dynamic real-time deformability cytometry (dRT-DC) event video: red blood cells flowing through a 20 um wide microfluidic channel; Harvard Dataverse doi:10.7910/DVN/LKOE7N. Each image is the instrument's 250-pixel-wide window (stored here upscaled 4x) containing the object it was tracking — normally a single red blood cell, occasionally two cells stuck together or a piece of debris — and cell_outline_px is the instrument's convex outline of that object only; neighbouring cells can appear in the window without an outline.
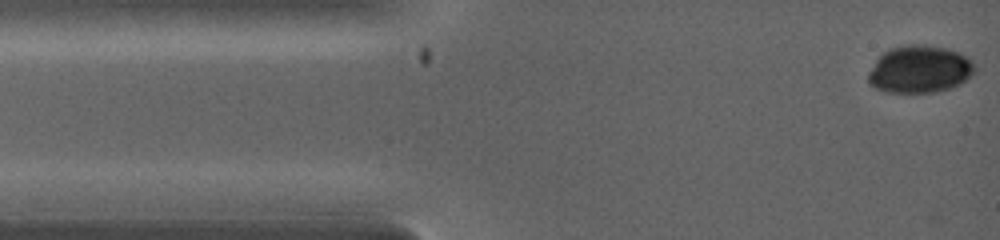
{"species": "common noctule bat (a hibernating species)", "species_latin": "Nyctalus noctula", "temperature_condition": "warm", "stored_images_in_passage": 7, "camera_frame_rate_fps": 5000, "um_per_image_px": 0.085, "animal": {"sex": "female", "body_mass_g": 19.0, "forearm_length_mm": 53.3}, "frame": {"image": 1, "passage_image": 1, "time_ms": 0.0, "image_size_px": [1000, 240], "cell_outline_px": [[972, 72], [960, 84], [936, 92], [888, 92], [876, 88], [868, 80], [868, 76], [876, 60], [888, 48], [904, 44], [924, 44], [944, 48], [956, 52], [964, 56], [972, 64]], "centroid_in_image_um": [78.11, 5.88], "position_along_channel_um": 6.9, "area_um2": 28.73}}
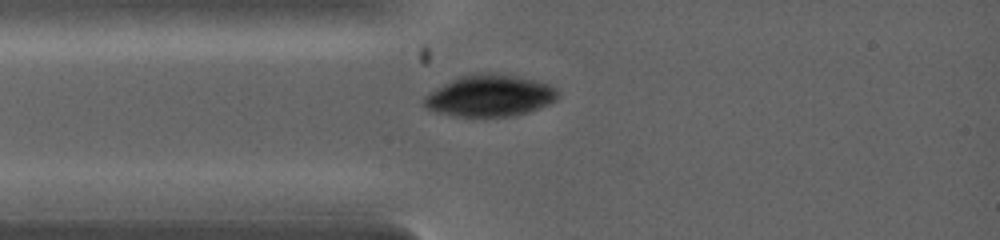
{"frame": {"image": 2, "passage_image": 5, "time_ms": 1.8, "image_size_px": [1000, 240], "cell_outline_px": [[556, 100], [548, 104], [528, 112], [512, 116], [452, 116], [436, 112], [428, 108], [424, 104], [424, 96], [436, 88], [460, 76], [476, 72], [496, 72], [536, 80], [548, 84], [556, 88]], "centroid_in_image_um": [41.62, 8.12], "position_along_channel_um": 43.4, "area_um2": 32.37}}
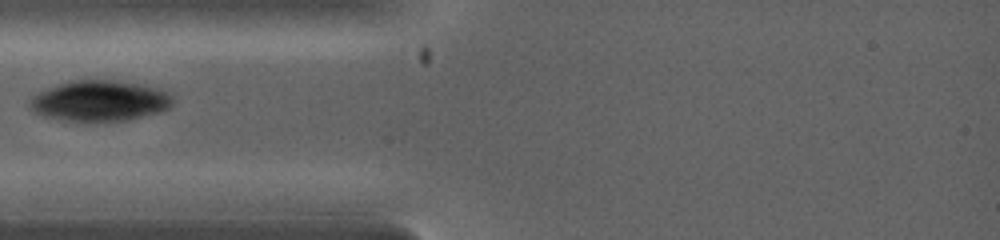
{"frame": {"image": 3, "passage_image": 6, "time_ms": 2.4, "image_size_px": [1000, 240], "cell_outline_px": [[172, 104], [168, 108], [160, 112], [128, 120], [60, 120], [44, 116], [36, 112], [28, 104], [28, 100], [32, 96], [56, 84], [68, 80], [112, 80], [160, 88], [172, 96]], "centroid_in_image_um": [8.46, 8.56], "position_along_channel_um": 76.5, "area_um2": 33.58}}